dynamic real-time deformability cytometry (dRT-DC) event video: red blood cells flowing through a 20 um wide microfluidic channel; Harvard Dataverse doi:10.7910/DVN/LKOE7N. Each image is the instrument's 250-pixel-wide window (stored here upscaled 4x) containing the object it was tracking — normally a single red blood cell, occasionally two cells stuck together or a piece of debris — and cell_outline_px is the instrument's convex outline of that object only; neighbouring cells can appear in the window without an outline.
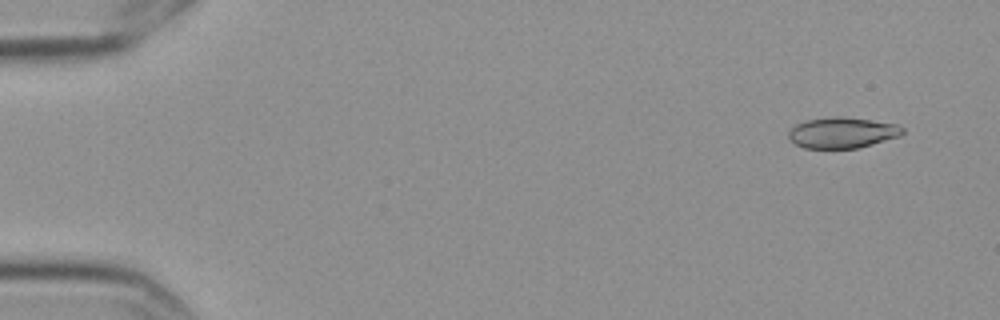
{"species": "Egyptian fruit bat (a non-hibernating species)", "species_latin": "Rousettus aegyptiacus", "temperature_condition": "cold", "stored_images_in_passage": 4, "camera_frame_rate_fps": 3000, "um_per_image_px": 0.085, "frame": {"image": 1, "passage_image": 1, "time_ms": 0.0, "image_size_px": [1000, 320], "cell_outline_px": [[904, 132], [900, 136], [860, 148], [804, 148], [796, 144], [788, 136], [788, 132], [796, 124], [804, 120], [832, 116], [840, 116], [872, 120], [896, 124], [904, 128]], "centroid_in_image_um": [71.6, 11.27], "position_along_channel_um": 13.4, "area_um2": 20.58}}
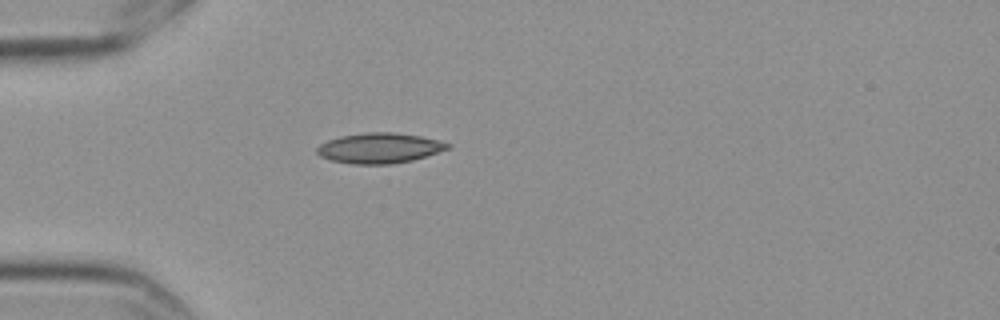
{"frame": {"image": 2, "passage_image": 4, "time_ms": 1.0, "image_size_px": [1000, 320], "cell_outline_px": [[452, 148], [412, 160], [388, 164], [352, 164], [328, 160], [320, 156], [316, 152], [316, 148], [320, 144], [328, 140], [340, 136], [368, 132], [392, 132], [420, 136], [452, 144]], "centroid_in_image_um": [32.23, 12.59], "position_along_channel_um": 52.8, "area_um2": 23.06}}